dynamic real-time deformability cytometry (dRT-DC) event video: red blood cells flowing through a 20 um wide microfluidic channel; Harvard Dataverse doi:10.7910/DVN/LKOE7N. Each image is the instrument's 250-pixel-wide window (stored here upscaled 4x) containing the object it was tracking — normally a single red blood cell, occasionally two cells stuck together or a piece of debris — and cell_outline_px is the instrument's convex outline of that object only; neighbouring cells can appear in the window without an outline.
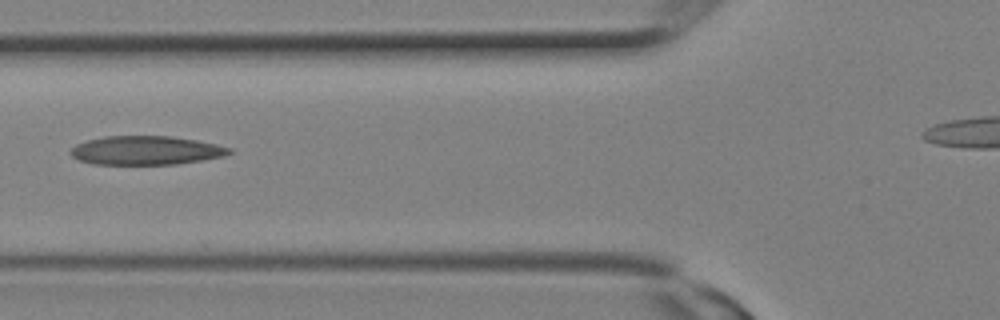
{"species": "Egyptian fruit bat (a non-hibernating species)", "species_latin": "Rousettus aegyptiacus", "temperature_condition": "room temperature", "stored_images_in_passage": 11, "camera_frame_rate_fps": 3000, "um_per_image_px": 0.085, "animal": {"sex": "female"}, "frame": {"image": 1, "passage_image": 10, "time_ms": 3.0, "image_size_px": [1000, 320], "cell_outline_px": [[232, 152], [224, 156], [176, 164], [92, 164], [80, 160], [72, 156], [68, 152], [76, 144], [88, 140], [104, 136], [172, 136], [196, 140], [216, 144], [232, 148]], "centroid_in_image_um": [12.4, 12.78], "position_along_channel_um": 113.4, "area_um2": 26.59}}